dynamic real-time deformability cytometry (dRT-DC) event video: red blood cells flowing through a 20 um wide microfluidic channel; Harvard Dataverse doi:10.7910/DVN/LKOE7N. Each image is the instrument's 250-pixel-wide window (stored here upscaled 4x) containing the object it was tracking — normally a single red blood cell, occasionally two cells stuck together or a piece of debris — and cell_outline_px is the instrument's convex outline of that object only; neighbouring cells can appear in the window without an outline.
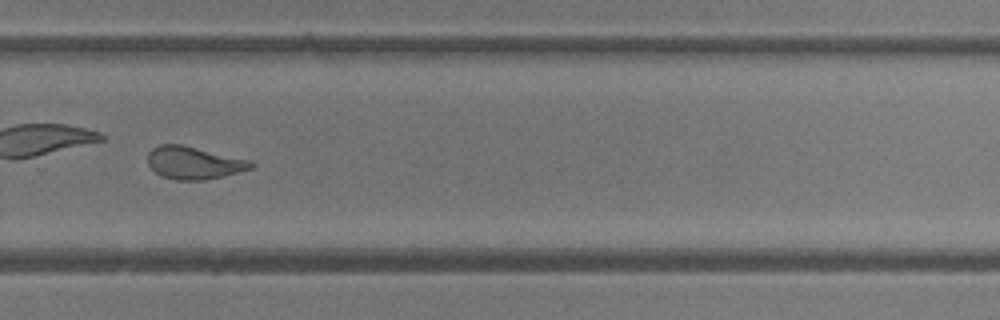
{"species": "common noctule bat (a hibernating species)", "species_latin": "Nyctalus noctula", "temperature_condition": "room temperature", "stored_images_in_passage": 33, "camera_frame_rate_fps": 3000, "um_per_image_px": 0.085, "animal": {"sex": "female"}, "frame": {"image": 1, "passage_image": 19, "time_ms": 6.0, "image_size_px": [1000, 320], "cell_outline_px": [[256, 164], [252, 168], [240, 172], [224, 176], [204, 180], [176, 180], [160, 176], [148, 164], [148, 152], [152, 148], [160, 144], [180, 144], [252, 160]], "centroid_in_image_um": [16.5, 13.84], "position_along_channel_um": 313.3, "area_um2": 19.77}, "authors_computed_cell_mechanics": {"area_um2": 20.0566, "velocity_mm_per_s": 4.19, "shape_relaxation_time_tau1_ms": null, "shape_relaxation_time_tau2_ms": 1.4479, "deformation_change_tau1": null, "deformation_change_tau2": 0.1018}}